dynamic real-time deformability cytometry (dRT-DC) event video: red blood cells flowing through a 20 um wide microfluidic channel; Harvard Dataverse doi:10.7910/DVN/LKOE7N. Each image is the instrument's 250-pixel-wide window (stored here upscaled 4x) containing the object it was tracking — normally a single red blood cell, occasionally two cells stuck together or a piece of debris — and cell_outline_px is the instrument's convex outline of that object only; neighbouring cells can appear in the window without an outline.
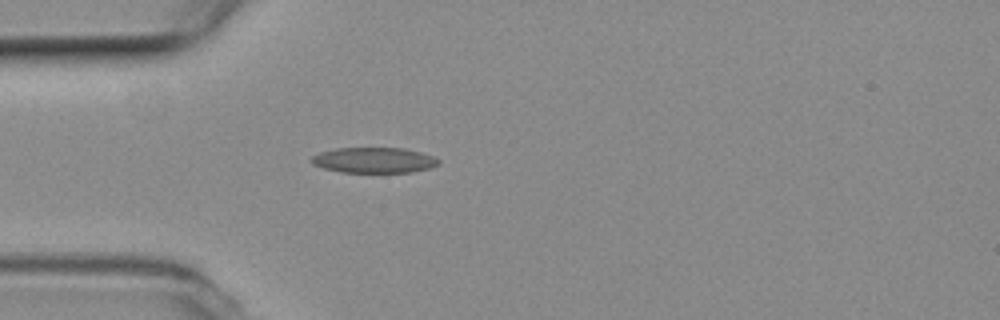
{"species": "common noctule bat (a hibernating species)", "species_latin": "Nyctalus noctula", "temperature_condition": "room temperature", "stored_images_in_passage": 26, "camera_frame_rate_fps": 3000, "um_per_image_px": 0.085, "animal": {"sex": "female", "body_mass_g": 19.3, "forearm_length_mm": 54.1}, "frame": {"image": 1, "passage_image": 1, "time_ms": 0.0, "image_size_px": [1000, 320], "cell_outline_px": [[440, 164], [432, 168], [412, 172], [340, 172], [324, 168], [312, 164], [312, 156], [320, 152], [336, 148], [404, 148], [420, 152], [432, 156], [440, 160]], "centroid_in_image_um": [31.82, 13.62], "position_along_channel_um": 53.2, "area_um2": 18.9}}
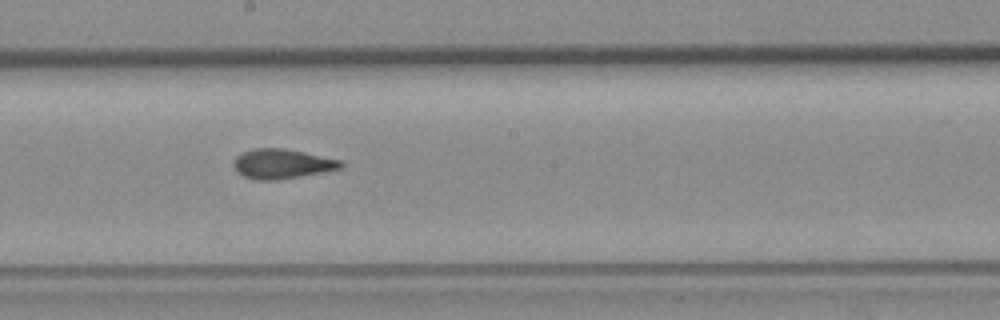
{"frame": {"image": 2, "passage_image": 15, "time_ms": 4.667, "image_size_px": [1000, 320], "cell_outline_px": [[344, 168], [324, 172], [276, 180], [256, 180], [244, 176], [232, 164], [236, 156], [244, 152], [256, 148], [280, 148], [304, 152], [344, 160]], "centroid_in_image_um": [24.04, 13.92], "position_along_channel_um": 224.2, "area_um2": 18.5}}
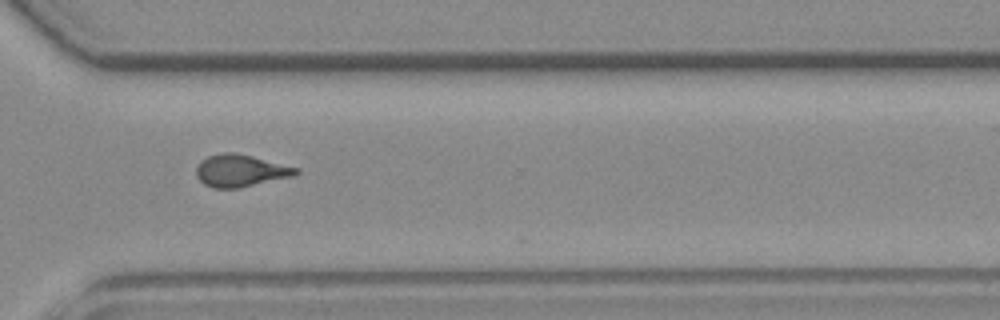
{"frame": {"image": 3, "passage_image": 25, "time_ms": 8.0, "image_size_px": [1000, 320], "cell_outline_px": [[300, 172], [296, 176], [240, 188], [212, 188], [204, 184], [196, 176], [196, 168], [200, 160], [208, 156], [224, 152], [232, 152], [252, 156], [300, 168]], "centroid_in_image_um": [20.47, 14.51], "position_along_channel_um": 350.1, "area_um2": 18.96}}